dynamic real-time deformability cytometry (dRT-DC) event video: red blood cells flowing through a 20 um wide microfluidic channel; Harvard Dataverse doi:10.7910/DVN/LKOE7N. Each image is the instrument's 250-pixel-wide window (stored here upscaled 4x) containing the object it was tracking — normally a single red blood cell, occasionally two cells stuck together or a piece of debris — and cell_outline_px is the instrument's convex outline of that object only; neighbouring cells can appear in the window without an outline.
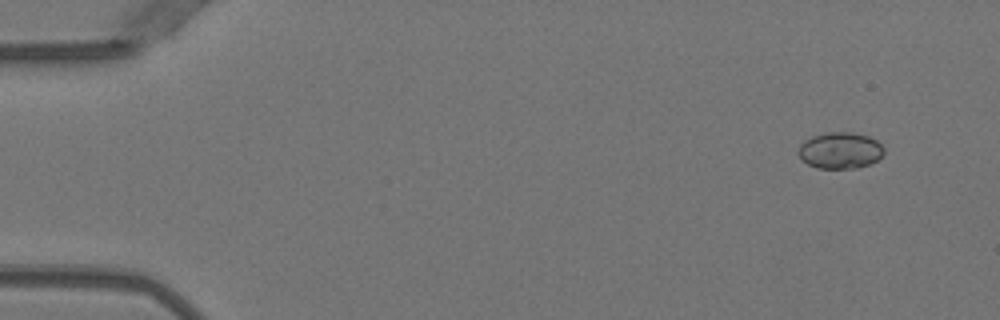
{"species": "Egyptian fruit bat (a non-hibernating species)", "species_latin": "Rousettus aegyptiacus", "temperature_condition": "warm", "stored_images_in_passage": 3, "camera_frame_rate_fps": 3000, "um_per_image_px": 0.085, "animal": {"sex": "female"}, "frame": {"image": 1, "passage_image": 1, "time_ms": 0.0, "image_size_px": [1000, 320], "cell_outline_px": [[884, 152], [876, 160], [868, 164], [856, 168], [816, 168], [800, 160], [796, 152], [800, 144], [804, 140], [812, 136], [824, 132], [852, 132], [868, 136], [876, 140], [884, 148]], "centroid_in_image_um": [71.35, 12.78], "position_along_channel_um": 13.7, "area_um2": 18.32}}
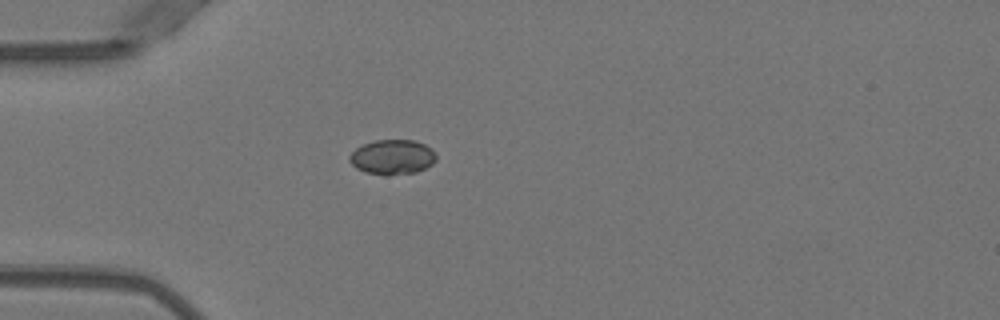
{"frame": {"image": 2, "passage_image": 3, "time_ms": 0.667, "image_size_px": [1000, 320], "cell_outline_px": [[436, 160], [432, 164], [416, 172], [384, 176], [364, 172], [356, 168], [348, 160], [348, 156], [356, 148], [364, 144], [376, 140], [416, 140], [432, 148], [436, 156]], "centroid_in_image_um": [33.34, 13.36], "position_along_channel_um": 51.7, "area_um2": 17.74}}